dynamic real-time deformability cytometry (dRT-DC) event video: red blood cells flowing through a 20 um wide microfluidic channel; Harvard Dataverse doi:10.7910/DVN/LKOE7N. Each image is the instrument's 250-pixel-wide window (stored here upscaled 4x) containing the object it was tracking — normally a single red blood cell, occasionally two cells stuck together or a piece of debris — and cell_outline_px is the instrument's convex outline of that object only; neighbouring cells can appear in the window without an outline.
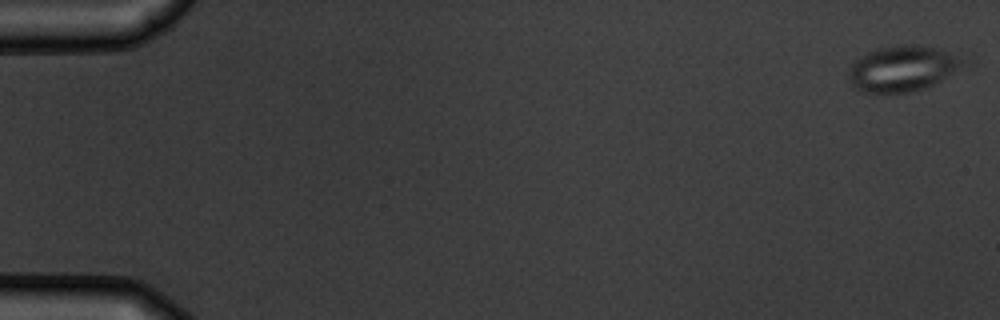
{"species": "common noctule bat (a hibernating species)", "species_latin": "Nyctalus noctula", "temperature_condition": "warm", "stored_images_in_passage": 5, "camera_frame_rate_fps": 3000, "um_per_image_px": 0.085, "animal": {"sex": "male", "body_mass_g": 19.5, "forearm_length_mm": 54.6}, "frame": {"image": 1, "passage_image": 1, "time_ms": 0.0, "image_size_px": [1000, 320], "cell_outline_px": [[960, 60], [940, 80], [924, 88], [908, 92], [864, 92], [852, 88], [848, 72], [852, 64], [856, 60], [868, 52], [880, 48], [904, 44], [916, 44], [936, 48]], "centroid_in_image_um": [76.51, 5.84], "position_along_channel_um": 8.5, "area_um2": 28.84}}